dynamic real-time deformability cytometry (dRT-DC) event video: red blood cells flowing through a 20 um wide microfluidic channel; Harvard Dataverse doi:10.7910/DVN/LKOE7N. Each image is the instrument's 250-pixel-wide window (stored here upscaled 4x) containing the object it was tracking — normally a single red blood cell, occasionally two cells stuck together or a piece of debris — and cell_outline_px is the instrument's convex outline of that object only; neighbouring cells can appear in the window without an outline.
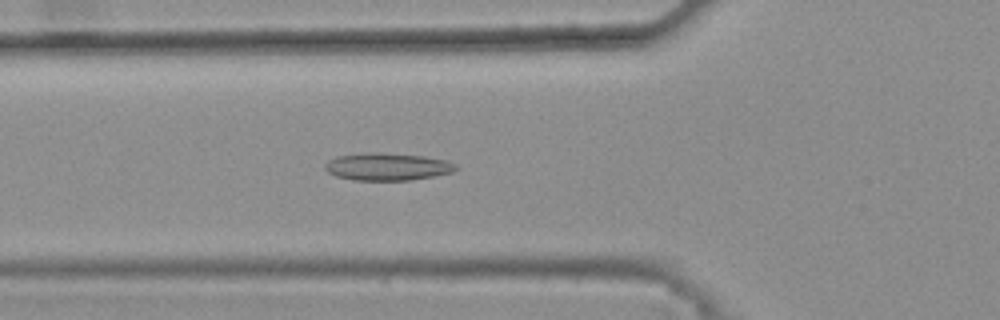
{"species": "common noctule bat (a hibernating species)", "species_latin": "Nyctalus noctula", "temperature_condition": "warm", "stored_images_in_passage": 45, "camera_frame_rate_fps": 3000, "um_per_image_px": 0.085, "animal": {"sex": "female", "body_mass_g": 25.1}, "frame": {"image": 1, "passage_image": 18, "time_ms": 5.667, "image_size_px": [1000, 320], "cell_outline_px": [[456, 168], [452, 172], [412, 180], [352, 180], [336, 176], [328, 172], [324, 168], [324, 164], [328, 160], [336, 156], [424, 156], [448, 160], [456, 164]], "centroid_in_image_um": [32.95, 14.23], "position_along_channel_um": 92.8, "area_um2": 19.59}}
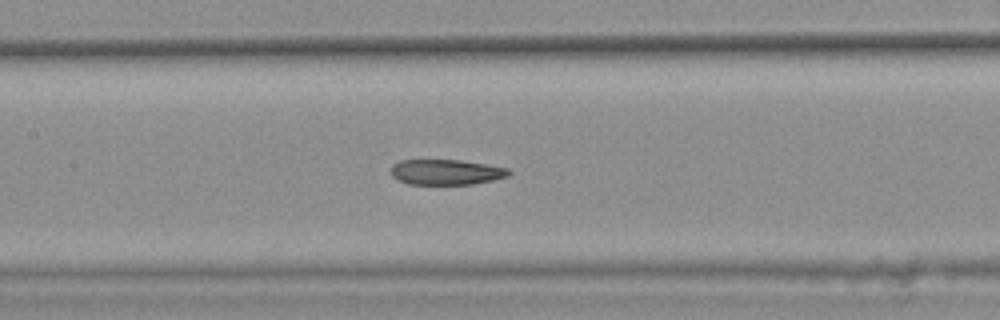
{"frame": {"image": 2, "passage_image": 24, "time_ms": 7.667, "image_size_px": [1000, 320], "cell_outline_px": [[512, 172], [508, 176], [492, 180], [472, 184], [408, 184], [396, 180], [392, 176], [392, 164], [400, 160], [460, 160], [488, 164], [508, 168]], "centroid_in_image_um": [37.92, 14.62], "position_along_channel_um": 169.5, "area_um2": 17.51}}
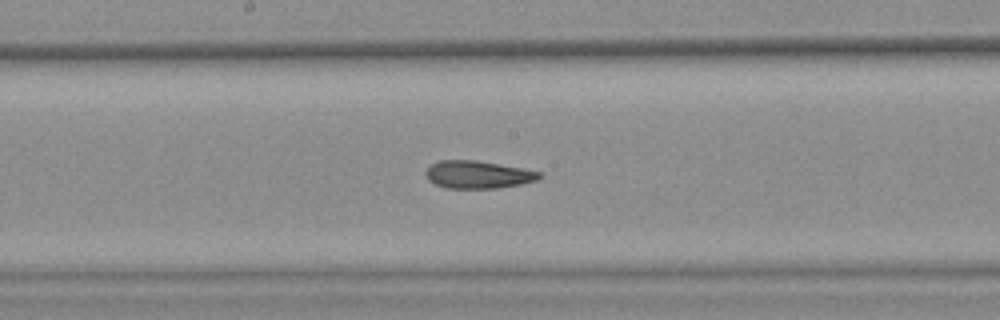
{"frame": {"image": 3, "passage_image": 27, "time_ms": 8.667, "image_size_px": [1000, 320], "cell_outline_px": [[544, 176], [536, 180], [520, 184], [500, 188], [444, 188], [428, 180], [424, 172], [432, 164], [440, 160], [476, 160], [524, 168], [540, 172]], "centroid_in_image_um": [40.63, 14.84], "position_along_channel_um": 207.6, "area_um2": 18.38}, "authors_computed_cell_mechanics": {"area_um2": 19.0162, "velocity_mm_per_s": 3.819, "shape_relaxation_time_tau1_ms": null, "shape_relaxation_time_tau2_ms": 4.0848, "deformation_change_tau1": null, "deformation_change_tau2": 0.1022}}